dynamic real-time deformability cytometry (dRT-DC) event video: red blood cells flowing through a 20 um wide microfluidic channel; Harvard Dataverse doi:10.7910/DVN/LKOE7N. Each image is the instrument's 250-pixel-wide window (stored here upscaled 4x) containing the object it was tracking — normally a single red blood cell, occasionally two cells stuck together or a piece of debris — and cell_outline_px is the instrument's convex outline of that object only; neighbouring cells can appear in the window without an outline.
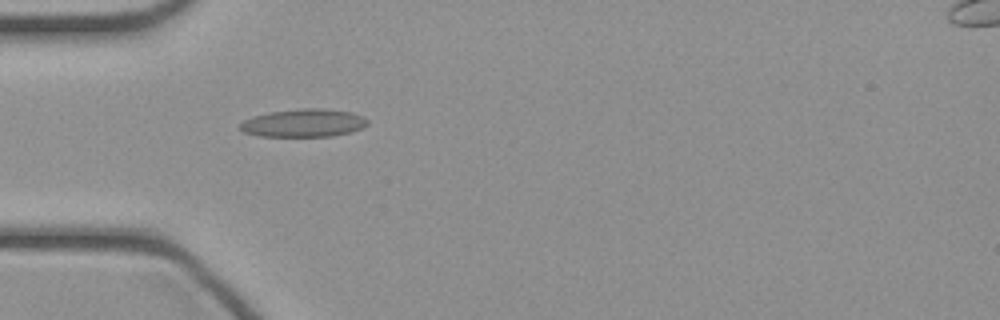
{"species": "common noctule bat (a hibernating species)", "species_latin": "Nyctalus noctula", "temperature_condition": "cold", "stored_images_in_passage": 34, "camera_frame_rate_fps": 3000, "um_per_image_px": 0.085, "animal": {"sex": "female", "body_mass_g": 21.9}, "frame": {"image": 1, "passage_image": 2, "time_ms": 0.333, "image_size_px": [1000, 320], "cell_outline_px": [[368, 124], [352, 132], [332, 136], [256, 136], [244, 132], [240, 128], [240, 124], [244, 120], [252, 116], [268, 112], [300, 108], [324, 108], [352, 112], [364, 116], [368, 120]], "centroid_in_image_um": [25.82, 10.44], "position_along_channel_um": 59.2, "area_um2": 20.98}}
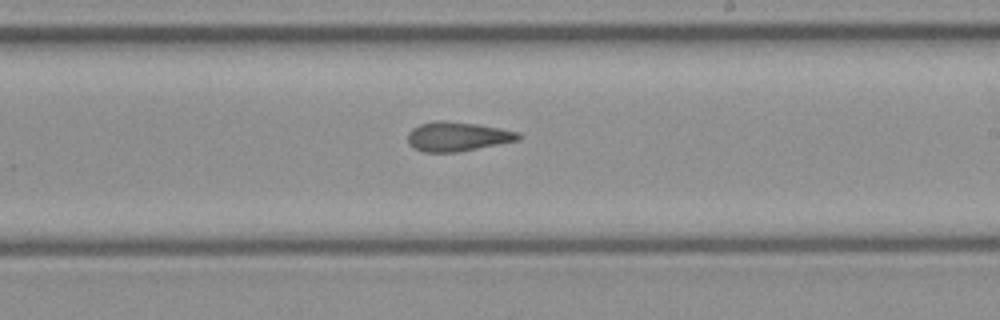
{"frame": {"image": 2, "passage_image": 15, "time_ms": 4.667, "image_size_px": [1000, 320], "cell_outline_px": [[524, 136], [520, 140], [456, 152], [424, 152], [412, 148], [408, 144], [408, 132], [412, 128], [420, 124], [436, 120], [444, 120], [476, 124], [500, 128], [520, 132]], "centroid_in_image_um": [38.88, 11.6], "position_along_channel_um": 250.1, "area_um2": 19.07}}
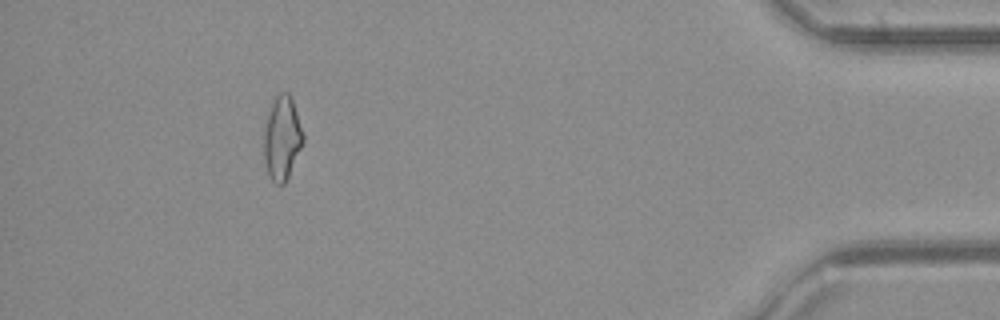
{"frame": {"image": 3, "passage_image": 30, "time_ms": 9.667, "image_size_px": [1000, 320], "cell_outline_px": [[304, 140], [288, 176], [284, 184], [276, 184], [272, 180], [268, 172], [264, 160], [264, 128], [268, 112], [276, 96], [280, 92], [288, 92], [292, 96], [304, 132]], "centroid_in_image_um": [23.99, 11.69], "position_along_channel_um": 411.2, "area_um2": 19.13}}